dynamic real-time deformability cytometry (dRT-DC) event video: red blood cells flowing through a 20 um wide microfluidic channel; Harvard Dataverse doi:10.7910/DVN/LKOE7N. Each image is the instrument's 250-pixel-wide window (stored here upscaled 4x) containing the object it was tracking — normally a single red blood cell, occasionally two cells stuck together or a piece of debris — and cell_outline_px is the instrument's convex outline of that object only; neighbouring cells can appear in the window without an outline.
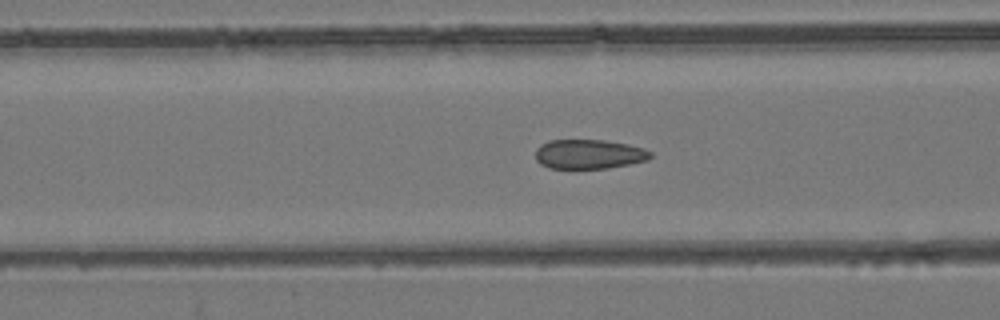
{"species": "common noctule bat (a hibernating species)", "species_latin": "Nyctalus noctula", "temperature_condition": "room temperature", "stored_images_in_passage": 54, "camera_frame_rate_fps": 3000, "um_per_image_px": 0.085, "animal": {"sex": "female", "body_mass_g": 24.6, "forearm_length_mm": 56.2}, "frame": {"image": 1, "passage_image": 21, "time_ms": 6.667, "image_size_px": [1000, 320], "cell_outline_px": [[652, 156], [648, 160], [608, 168], [548, 168], [540, 164], [536, 160], [536, 148], [540, 144], [548, 140], [604, 140], [628, 144], [644, 148], [652, 152]], "centroid_in_image_um": [50.05, 13.1], "position_along_channel_um": 116.5, "area_um2": 19.83}}
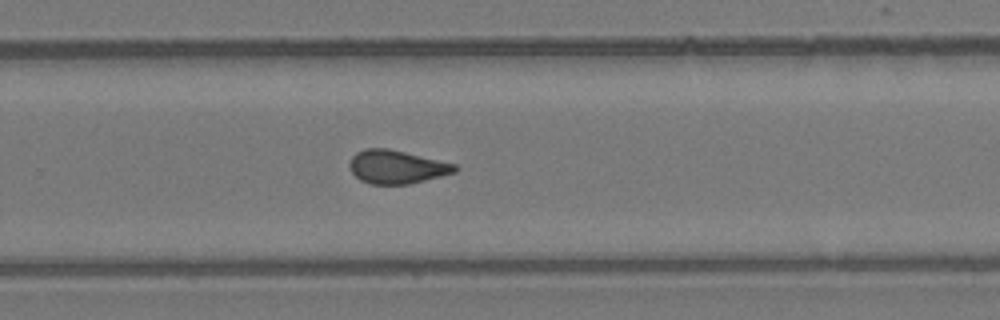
{"frame": {"image": 2, "passage_image": 35, "time_ms": 11.333, "image_size_px": [1000, 320], "cell_outline_px": [[460, 168], [456, 172], [408, 184], [372, 184], [360, 180], [352, 172], [348, 164], [352, 156], [356, 152], [364, 148], [388, 148], [456, 164]], "centroid_in_image_um": [33.7, 14.18], "position_along_channel_um": 296.1, "area_um2": 20.46}}
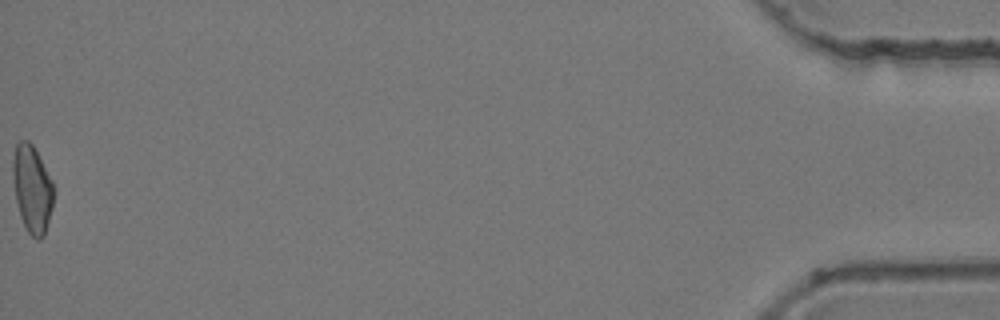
{"frame": {"image": 3, "passage_image": 54, "time_ms": 17.667, "image_size_px": [1000, 320], "cell_outline_px": [[52, 208], [44, 236], [40, 240], [36, 240], [28, 232], [20, 216], [16, 200], [12, 172], [12, 160], [16, 144], [20, 140], [28, 140], [32, 144], [52, 180]], "centroid_in_image_um": [2.71, 16.06], "position_along_channel_um": 432.5, "area_um2": 20.52}, "authors_computed_cell_mechanics": {"area_um2": 20.5479, "velocity_mm_per_s": 3.8454, "shape_relaxation_time_tau1_ms": null, "shape_relaxation_time_tau2_ms": 1.2538, "deformation_change_tau1": null, "deformation_change_tau2": 0.0603}}